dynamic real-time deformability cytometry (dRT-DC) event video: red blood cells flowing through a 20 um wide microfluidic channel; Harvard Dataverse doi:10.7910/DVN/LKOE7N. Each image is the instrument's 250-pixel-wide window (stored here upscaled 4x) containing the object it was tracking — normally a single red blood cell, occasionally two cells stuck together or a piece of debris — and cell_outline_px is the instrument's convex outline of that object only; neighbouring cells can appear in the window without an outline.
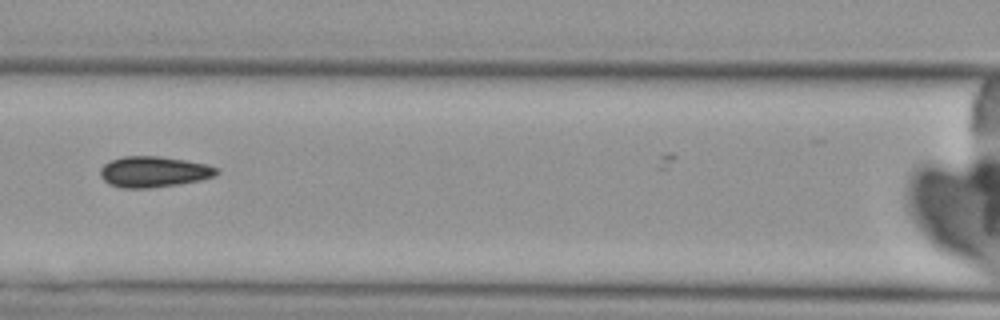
{"species": "Egyptian fruit bat (a non-hibernating species)", "species_latin": "Rousettus aegyptiacus", "temperature_condition": "cold", "stored_images_in_passage": 8, "camera_frame_rate_fps": 3000, "um_per_image_px": 0.085, "animal": {"sex": "female"}, "frame": {"image": 1, "passage_image": 7, "time_ms": 8.0, "image_size_px": [1000, 320], "cell_outline_px": [[220, 172], [216, 176], [200, 180], [180, 184], [148, 188], [120, 188], [108, 184], [100, 176], [100, 168], [104, 164], [112, 160], [124, 156], [160, 156], [208, 164], [216, 168]], "centroid_in_image_um": [13.07, 14.61], "position_along_channel_um": 153.5, "area_um2": 21.04}}